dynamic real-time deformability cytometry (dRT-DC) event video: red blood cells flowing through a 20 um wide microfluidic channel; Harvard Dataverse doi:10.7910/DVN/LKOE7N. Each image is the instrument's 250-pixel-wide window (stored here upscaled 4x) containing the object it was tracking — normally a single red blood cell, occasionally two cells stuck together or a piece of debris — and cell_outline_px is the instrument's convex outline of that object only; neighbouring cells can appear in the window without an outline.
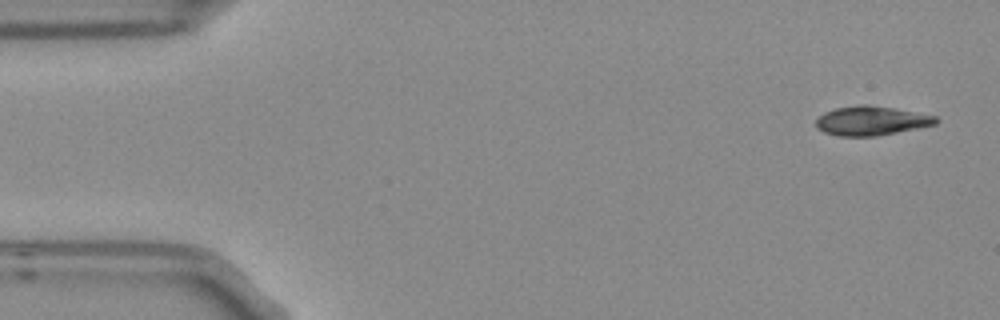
{"species": "Egyptian fruit bat (a non-hibernating species)", "species_latin": "Rousettus aegyptiacus", "temperature_condition": "room temperature", "stored_images_in_passage": 5, "camera_frame_rate_fps": 3000, "um_per_image_px": 0.085, "frame": {"image": 1, "passage_image": 5, "time_ms": 1.333, "image_size_px": [1000, 320], "cell_outline_px": [[940, 120], [936, 124], [876, 136], [840, 136], [824, 132], [816, 128], [816, 120], [824, 112], [836, 108], [860, 104], [868, 104], [892, 108], [936, 116]], "centroid_in_image_um": [74.04, 10.26], "position_along_channel_um": 11.0, "area_um2": 20.23}}